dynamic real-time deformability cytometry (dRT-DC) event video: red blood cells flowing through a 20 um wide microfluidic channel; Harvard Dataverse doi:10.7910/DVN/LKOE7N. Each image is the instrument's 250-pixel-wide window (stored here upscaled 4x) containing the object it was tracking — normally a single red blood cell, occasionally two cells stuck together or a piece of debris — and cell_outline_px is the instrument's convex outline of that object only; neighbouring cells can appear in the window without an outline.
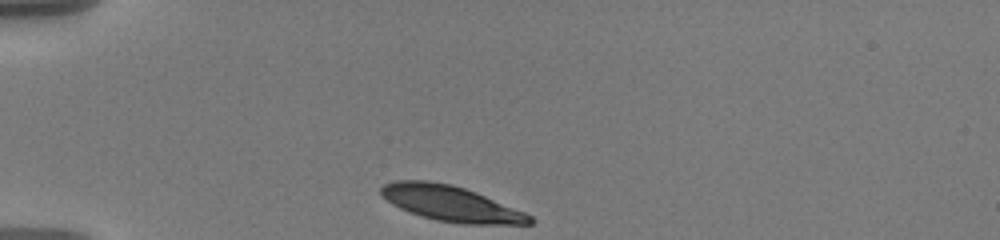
{"species": "human", "species_latin": "Homo sapiens", "temperature_condition": "warm", "stored_images_in_passage": 36, "camera_frame_rate_fps": 3000, "um_per_image_px": 0.085, "donor": {"sex": "male"}, "frame": {"image": 1, "passage_image": 1, "time_ms": 0.0, "image_size_px": [1000, 240], "cell_outline_px": [[532, 224], [460, 224], [436, 220], [420, 216], [400, 208], [392, 204], [380, 196], [380, 188], [384, 184], [396, 180], [428, 180], [452, 184], [476, 192], [524, 212], [532, 216]], "centroid_in_image_um": [38.28, 17.29], "position_along_channel_um": 46.7, "area_um2": 30.75}}
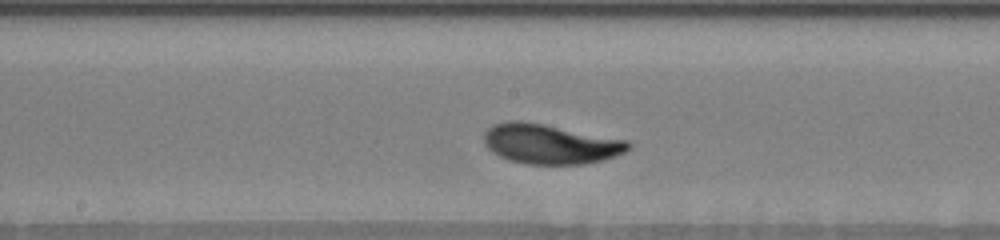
{"frame": {"image": 2, "passage_image": 17, "time_ms": 5.333, "image_size_px": [1000, 240], "cell_outline_px": [[632, 144], [624, 152], [604, 160], [584, 164], [524, 164], [508, 160], [500, 156], [488, 148], [484, 140], [484, 132], [492, 124], [512, 120], [520, 120], [544, 124], [628, 140]], "centroid_in_image_um": [46.76, 12.23], "position_along_channel_um": 201.4, "area_um2": 33.47}}
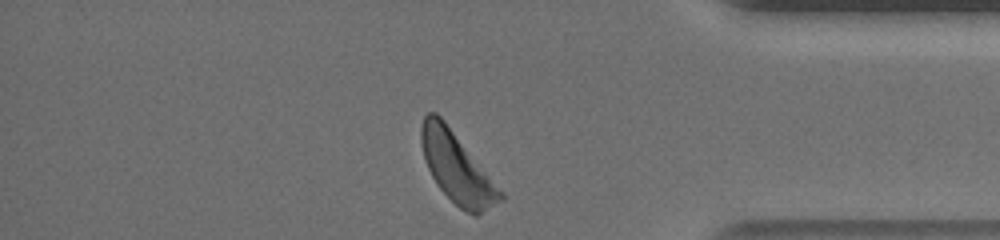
{"frame": {"image": 3, "passage_image": 35, "time_ms": 11.333, "image_size_px": [1000, 240], "cell_outline_px": [[504, 200], [476, 216], [472, 216], [464, 212], [436, 184], [428, 168], [424, 156], [420, 140], [420, 128], [424, 116], [428, 112], [436, 112], [444, 120], [504, 196]], "centroid_in_image_um": [38.79, 14.27], "position_along_channel_um": 396.4, "area_um2": 31.39}, "authors_computed_cell_mechanics": {"area_um2": 32.3969, "velocity_mm_per_s": 3.5236, "shape_relaxation_time_tau1_ms": 2.4739, "shape_relaxation_time_tau2_ms": null, "deformation_change_tau1": 0.1473, "deformation_change_tau2": null}}